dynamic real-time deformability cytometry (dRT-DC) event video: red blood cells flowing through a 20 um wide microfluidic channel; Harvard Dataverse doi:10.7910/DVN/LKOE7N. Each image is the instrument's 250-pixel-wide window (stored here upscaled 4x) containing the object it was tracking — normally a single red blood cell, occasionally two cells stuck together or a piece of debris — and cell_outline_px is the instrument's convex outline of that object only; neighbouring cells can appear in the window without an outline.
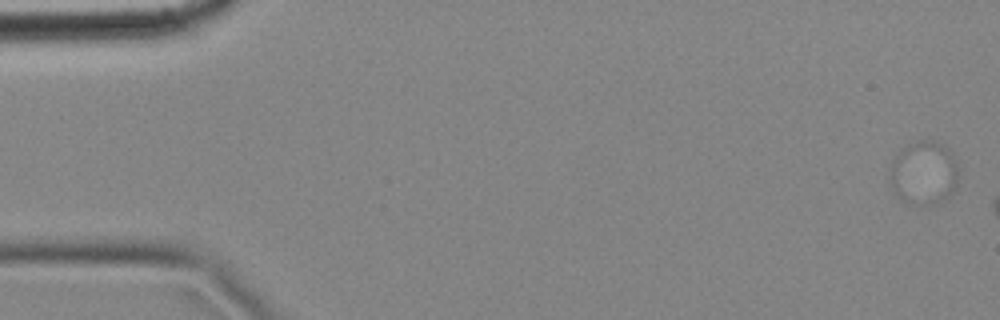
{"species": "common noctule bat (a hibernating species)", "species_latin": "Nyctalus noctula", "temperature_condition": "cold", "stored_images_in_passage": 10, "camera_frame_rate_fps": 3000, "um_per_image_px": 0.085, "animal": {"sex": "female", "body_mass_g": 18.4}, "frame": {"image": 1, "passage_image": 1, "time_ms": 0.0, "image_size_px": [1000, 320], "cell_outline_px": [[956, 184], [952, 192], [948, 196], [940, 200], [928, 204], [916, 204], [904, 200], [892, 188], [888, 180], [892, 156], [900, 148], [908, 144], [920, 140], [928, 140], [940, 144], [952, 156], [956, 164]], "centroid_in_image_um": [78.44, 14.66], "position_along_channel_um": 6.6, "area_um2": 24.91}}
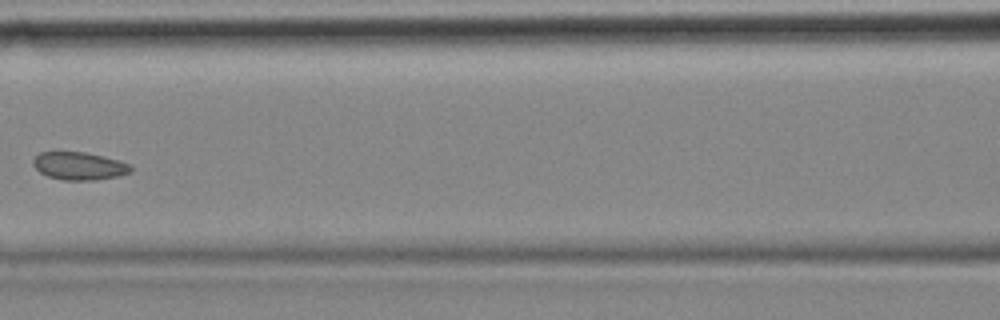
{"frame": {"image": 2, "passage_image": 10, "time_ms": 3.0, "image_size_px": [1000, 320], "cell_outline_px": [[132, 172], [116, 176], [92, 180], [64, 180], [48, 176], [40, 172], [32, 164], [32, 160], [40, 152], [84, 152], [116, 160], [128, 164], [132, 168]], "centroid_in_image_um": [6.69, 14.11], "position_along_channel_um": 159.9, "area_um2": 15.49}}